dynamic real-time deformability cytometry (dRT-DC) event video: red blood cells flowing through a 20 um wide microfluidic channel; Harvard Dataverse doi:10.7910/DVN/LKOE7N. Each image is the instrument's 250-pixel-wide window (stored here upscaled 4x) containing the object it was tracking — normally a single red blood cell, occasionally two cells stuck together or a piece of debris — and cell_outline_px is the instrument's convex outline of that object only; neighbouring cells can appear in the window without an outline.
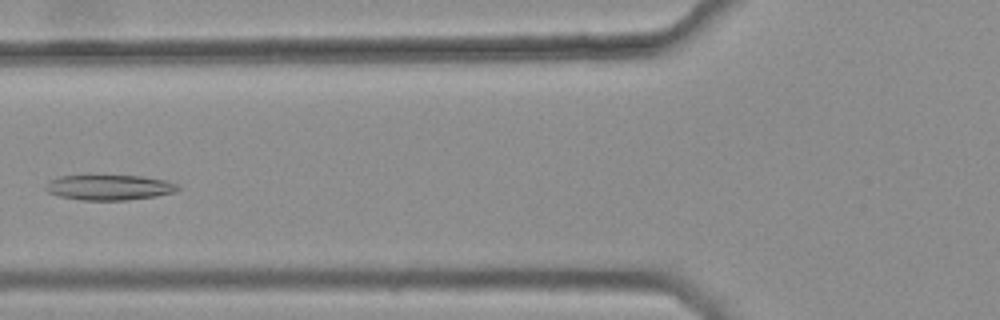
{"species": "common noctule bat (a hibernating species)", "species_latin": "Nyctalus noctula", "temperature_condition": "warm", "stored_images_in_passage": 4, "camera_frame_rate_fps": 3000, "um_per_image_px": 0.085, "animal": {"sex": "female", "body_mass_g": 25.1}, "frame": {"image": 1, "passage_image": 4, "time_ms": 1.0, "image_size_px": [1000, 320], "cell_outline_px": [[180, 188], [176, 192], [156, 196], [128, 200], [80, 200], [60, 196], [48, 192], [44, 188], [48, 180], [60, 176], [140, 176], [168, 180], [176, 184]], "centroid_in_image_um": [9.3, 15.93], "position_along_channel_um": 116.5, "area_um2": 19.48}}